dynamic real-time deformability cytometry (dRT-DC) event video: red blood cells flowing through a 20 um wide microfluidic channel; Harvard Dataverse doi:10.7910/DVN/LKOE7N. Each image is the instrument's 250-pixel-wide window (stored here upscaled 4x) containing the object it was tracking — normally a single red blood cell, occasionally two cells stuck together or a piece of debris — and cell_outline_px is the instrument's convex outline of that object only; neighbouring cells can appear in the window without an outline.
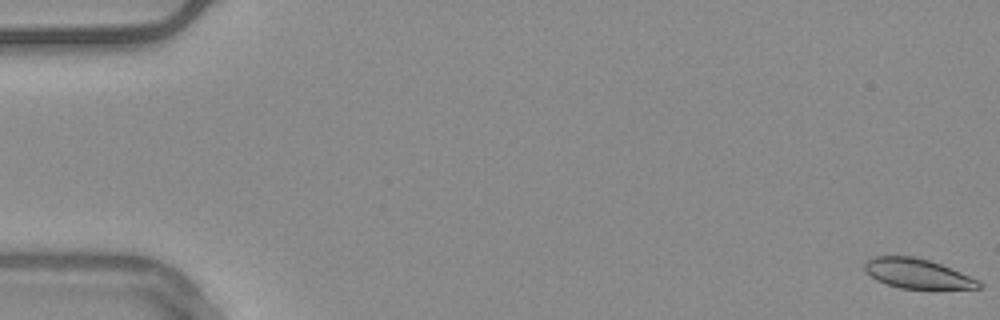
{"species": "common noctule bat (a hibernating species)", "species_latin": "Nyctalus noctula", "temperature_condition": "warm", "stored_images_in_passage": 55, "camera_frame_rate_fps": 3000, "um_per_image_px": 0.085, "animal": {"sex": "male", "body_mass_g": 20.4}, "frame": {"image": 1, "passage_image": 1, "time_ms": 0.0, "image_size_px": [1000, 320], "cell_outline_px": [[984, 284], [980, 288], [900, 288], [876, 280], [864, 268], [864, 264], [872, 256], [912, 256], [928, 260], [940, 264], [980, 280]], "centroid_in_image_um": [77.99, 23.25], "position_along_channel_um": 7.0, "area_um2": 19.42}}
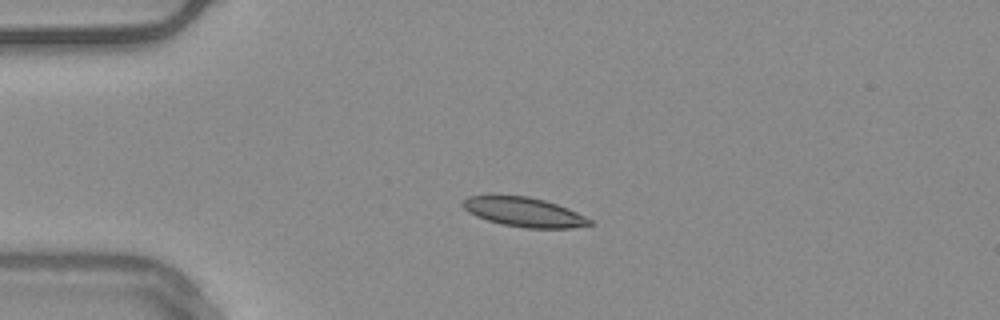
{"frame": {"image": 2, "passage_image": 14, "time_ms": 4.333, "image_size_px": [1000, 320], "cell_outline_px": [[592, 224], [572, 228], [528, 228], [504, 224], [488, 220], [476, 216], [468, 212], [460, 204], [468, 196], [488, 192], [528, 196], [544, 200], [568, 208], [592, 220]], "centroid_in_image_um": [44.45, 17.97], "position_along_channel_um": 40.6, "area_um2": 22.25}}
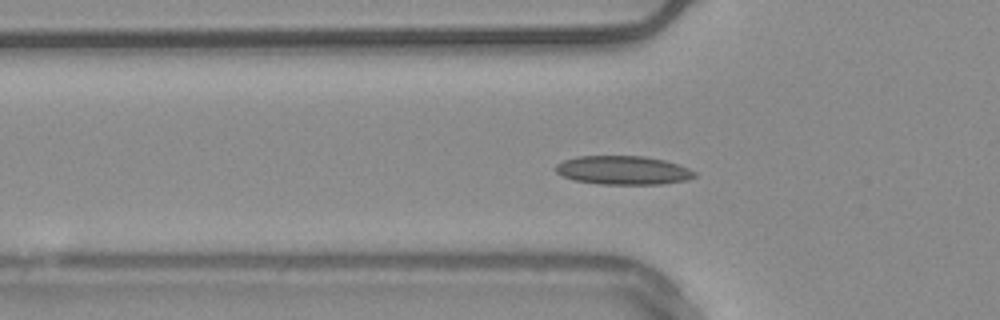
{"frame": {"image": 3, "passage_image": 19, "time_ms": 6.0, "image_size_px": [1000, 320], "cell_outline_px": [[696, 176], [688, 180], [660, 184], [600, 184], [572, 180], [556, 172], [552, 168], [556, 164], [564, 160], [576, 156], [644, 156], [664, 160], [688, 168], [696, 172]], "centroid_in_image_um": [52.93, 14.47], "position_along_channel_um": 72.9, "area_um2": 23.35}, "authors_computed_cell_mechanics": {"area_um2": 21.0392, "velocity_mm_per_s": 3.7504, "shape_relaxation_time_tau1_ms": null, "shape_relaxation_time_tau2_ms": 4.3188, "deformation_change_tau1": null, "deformation_change_tau2": 0.0959}}